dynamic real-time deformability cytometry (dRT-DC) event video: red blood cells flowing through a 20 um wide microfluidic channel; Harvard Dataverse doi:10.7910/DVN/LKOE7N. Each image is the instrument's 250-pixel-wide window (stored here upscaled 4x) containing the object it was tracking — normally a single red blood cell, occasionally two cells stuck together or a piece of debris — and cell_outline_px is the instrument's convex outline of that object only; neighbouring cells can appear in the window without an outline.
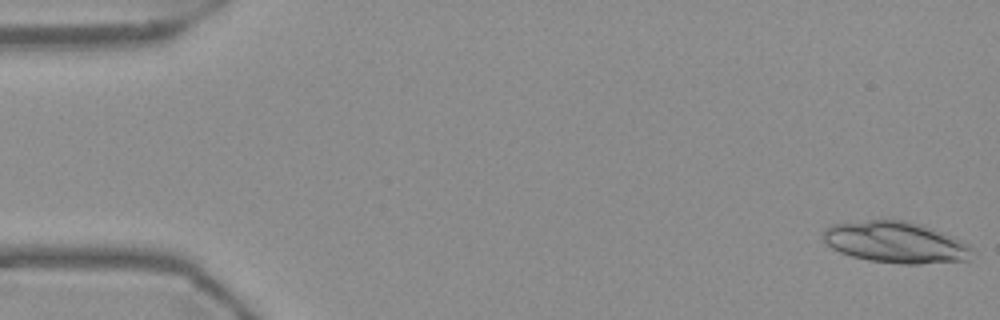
{"species": "Egyptian fruit bat (a non-hibernating species)", "species_latin": "Rousettus aegyptiacus", "temperature_condition": "warm", "stored_images_in_passage": 54, "camera_frame_rate_fps": 3000, "um_per_image_px": 0.085, "frame": {"image": 1, "passage_image": 1, "time_ms": 0.0, "image_size_px": [1000, 320], "cell_outline_px": [[972, 260], [920, 264], [900, 264], [868, 260], [852, 256], [840, 252], [832, 248], [820, 236], [824, 228], [832, 224], [868, 220], [908, 220], [920, 224], [952, 236], [968, 244], [972, 248]], "centroid_in_image_um": [76.12, 20.6], "position_along_channel_um": 8.9, "area_um2": 36.07}}